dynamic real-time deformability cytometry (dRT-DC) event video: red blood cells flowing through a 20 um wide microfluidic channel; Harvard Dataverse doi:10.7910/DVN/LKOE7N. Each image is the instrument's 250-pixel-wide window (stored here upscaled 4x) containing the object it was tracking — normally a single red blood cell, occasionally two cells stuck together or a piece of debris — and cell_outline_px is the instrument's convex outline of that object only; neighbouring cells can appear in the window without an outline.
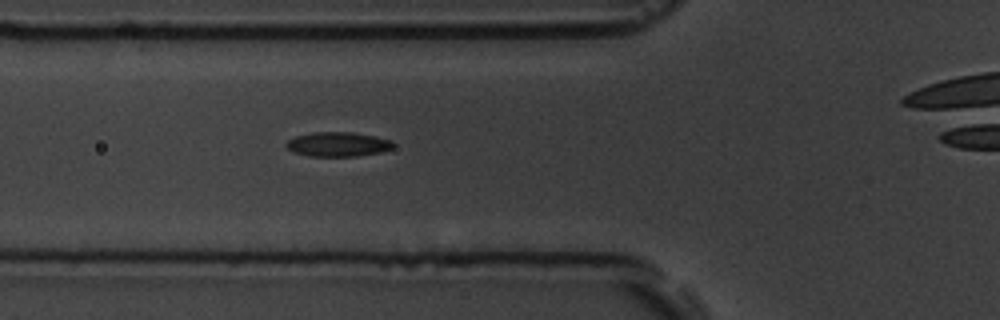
{"species": "common noctule bat (a hibernating species)", "species_latin": "Nyctalus noctula", "temperature_condition": "room temperature", "stored_images_in_passage": 4, "camera_frame_rate_fps": 3000, "um_per_image_px": 0.085, "animal": {"sex": "male", "body_mass_g": 19.5, "forearm_length_mm": 54.6}, "frame": {"image": 1, "passage_image": 3, "time_ms": 2.333, "image_size_px": [1000, 320], "cell_outline_px": [[392, 148], [380, 152], [356, 156], [308, 156], [296, 152], [288, 148], [284, 144], [288, 140], [296, 136], [312, 132], [352, 132], [376, 136], [392, 140]], "centroid_in_image_um": [28.72, 12.25], "position_along_channel_um": 97.1, "area_um2": 15.14}}